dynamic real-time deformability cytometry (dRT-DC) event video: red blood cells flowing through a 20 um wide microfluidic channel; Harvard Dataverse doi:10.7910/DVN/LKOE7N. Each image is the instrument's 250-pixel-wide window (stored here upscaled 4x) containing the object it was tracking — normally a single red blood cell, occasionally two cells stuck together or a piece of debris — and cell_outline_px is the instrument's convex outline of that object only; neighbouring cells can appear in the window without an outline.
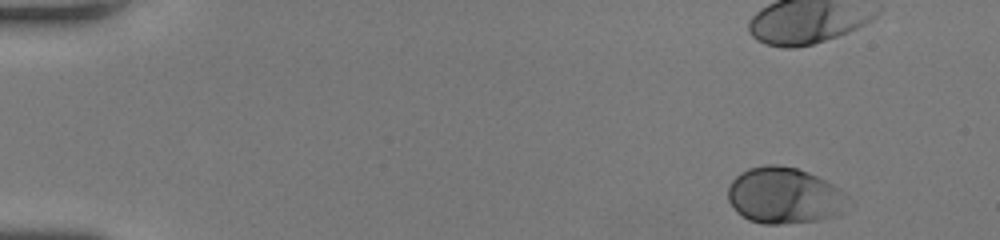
{"species": "human", "species_latin": "Homo sapiens", "temperature_condition": "room temperature", "stored_images_in_passage": 20, "camera_frame_rate_fps": 3000, "um_per_image_px": 0.085, "donor": {"sex": "female"}, "frame": {"image": 1, "passage_image": 1, "time_ms": 0.0, "image_size_px": [1000, 240], "cell_outline_px": [[856, 204], [844, 212], [836, 216], [820, 220], [780, 224], [760, 224], [748, 220], [736, 212], [728, 200], [728, 188], [732, 180], [740, 172], [748, 168], [764, 164], [780, 164], [796, 168], [808, 172], [832, 184], [844, 192]], "centroid_in_image_um": [66.72, 16.64], "position_along_channel_um": 18.3, "area_um2": 40.29}}